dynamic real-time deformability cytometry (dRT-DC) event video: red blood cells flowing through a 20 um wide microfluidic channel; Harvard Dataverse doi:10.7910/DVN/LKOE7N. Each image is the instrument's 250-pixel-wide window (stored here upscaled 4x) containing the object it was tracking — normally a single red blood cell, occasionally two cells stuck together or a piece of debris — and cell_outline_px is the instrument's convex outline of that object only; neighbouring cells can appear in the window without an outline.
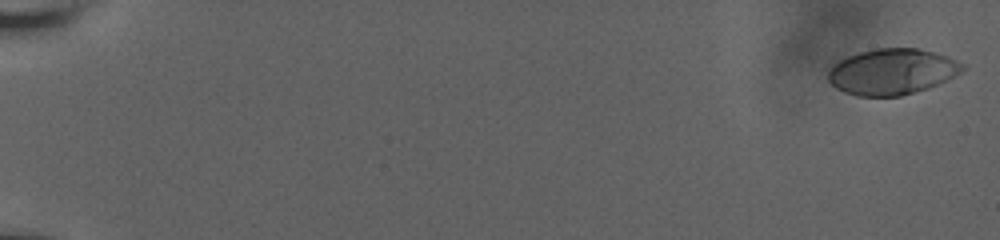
{"species": "human", "species_latin": "Homo sapiens", "temperature_condition": "room temperature", "stored_images_in_passage": 7, "camera_frame_rate_fps": 3000, "um_per_image_px": 0.085, "donor": {"sex": "male"}, "frame": {"image": 1, "passage_image": 1, "time_ms": 0.0, "image_size_px": [1000, 240], "cell_outline_px": [[964, 68], [960, 72], [928, 88], [900, 96], [856, 96], [844, 92], [836, 88], [828, 80], [828, 72], [832, 64], [848, 56], [860, 52], [876, 48], [916, 48], [936, 52], [948, 56], [964, 64]], "centroid_in_image_um": [75.79, 6.08], "position_along_channel_um": 9.2, "area_um2": 35.78}}
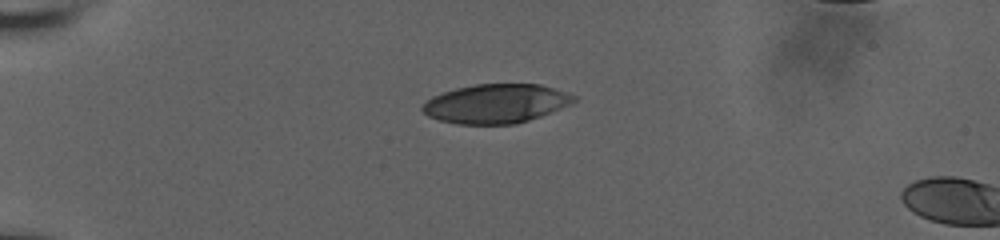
{"frame": {"image": 2, "passage_image": 6, "time_ms": 5.333, "image_size_px": [1000, 240], "cell_outline_px": [[576, 100], [572, 104], [540, 116], [516, 124], [456, 124], [440, 120], [428, 116], [420, 108], [432, 96], [456, 88], [476, 84], [540, 84], [576, 96]], "centroid_in_image_um": [42.15, 8.81], "position_along_channel_um": 42.8, "area_um2": 34.28}}